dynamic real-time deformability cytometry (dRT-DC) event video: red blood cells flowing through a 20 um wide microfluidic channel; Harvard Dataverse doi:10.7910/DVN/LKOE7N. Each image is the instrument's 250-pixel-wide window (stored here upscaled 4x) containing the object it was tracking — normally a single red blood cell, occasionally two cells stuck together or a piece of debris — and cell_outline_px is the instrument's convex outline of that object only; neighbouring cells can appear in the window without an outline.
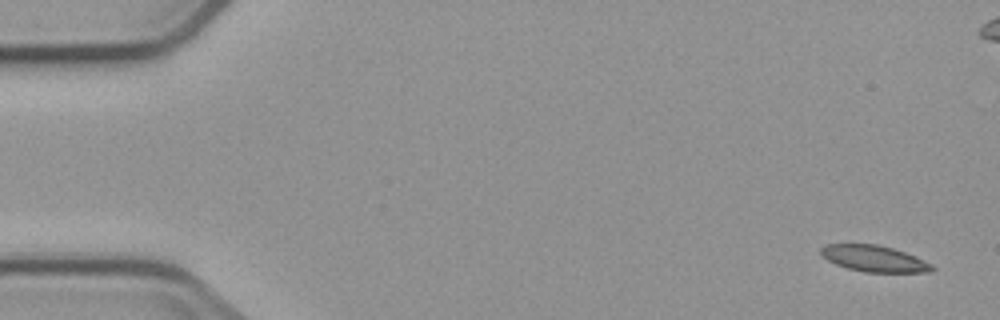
{"species": "common noctule bat (a hibernating species)", "species_latin": "Nyctalus noctula", "temperature_condition": "cold", "stored_images_in_passage": 6, "camera_frame_rate_fps": 3000, "um_per_image_px": 0.085, "animal": {"sex": "male", "body_mass_g": 23.1, "forearm_length_mm": 52.7}, "frame": {"image": 1, "passage_image": 1, "time_ms": 0.0, "image_size_px": [1000, 320], "cell_outline_px": [[936, 268], [932, 272], [864, 272], [848, 268], [836, 264], [820, 256], [820, 248], [824, 244], [880, 244], [916, 256], [932, 264]], "centroid_in_image_um": [74.3, 21.97], "position_along_channel_um": 10.7, "area_um2": 17.17}}